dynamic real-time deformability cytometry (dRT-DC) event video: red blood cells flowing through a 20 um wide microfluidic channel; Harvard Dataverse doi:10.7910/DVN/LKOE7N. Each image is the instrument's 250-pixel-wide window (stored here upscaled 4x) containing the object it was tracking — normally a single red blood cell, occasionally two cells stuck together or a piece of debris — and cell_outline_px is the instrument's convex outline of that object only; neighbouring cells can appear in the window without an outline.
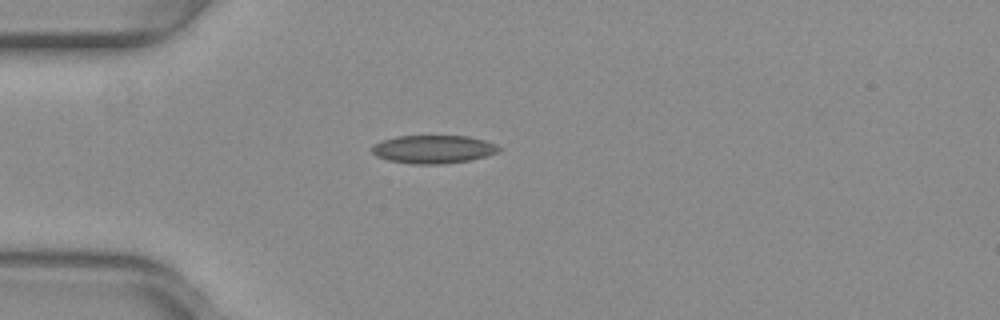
{"species": "common noctule bat (a hibernating species)", "species_latin": "Nyctalus noctula", "temperature_condition": "warm", "stored_images_in_passage": 39, "camera_frame_rate_fps": 3000, "um_per_image_px": 0.085, "animal": {"sex": "female", "body_mass_g": 29.2, "forearm_length_mm": 56.3}, "frame": {"image": 1, "passage_image": 2, "time_ms": 0.333, "image_size_px": [1000, 320], "cell_outline_px": [[500, 152], [468, 160], [440, 164], [412, 164], [388, 160], [376, 156], [372, 152], [372, 144], [380, 140], [396, 136], [468, 136], [484, 140], [496, 144], [500, 148]], "centroid_in_image_um": [36.79, 12.68], "position_along_channel_um": 48.2, "area_um2": 20.87}}
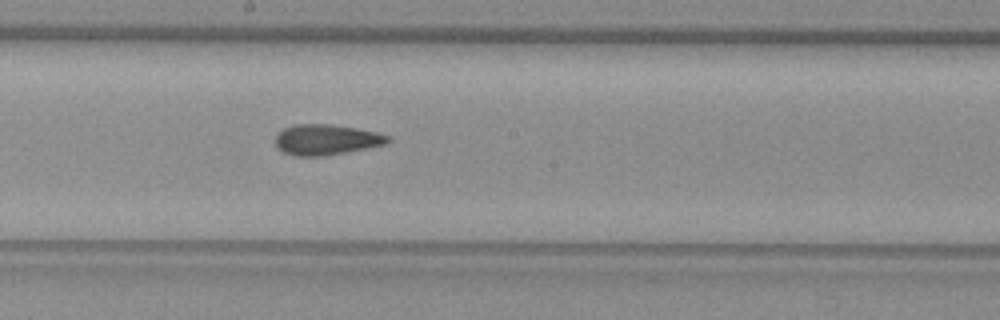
{"frame": {"image": 2, "passage_image": 16, "time_ms": 5.0, "image_size_px": [1000, 320], "cell_outline_px": [[392, 140], [384, 144], [324, 156], [296, 156], [284, 152], [276, 148], [272, 140], [276, 132], [284, 128], [296, 124], [332, 124], [356, 128], [376, 132], [392, 136]], "centroid_in_image_um": [27.66, 11.86], "position_along_channel_um": 220.5, "area_um2": 20.23}}
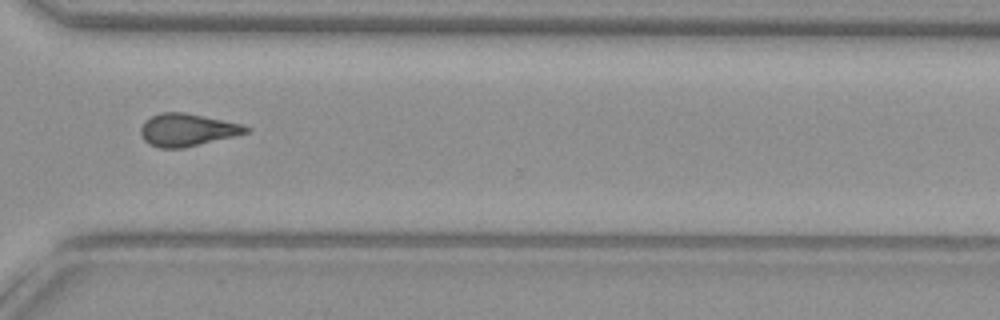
{"frame": {"image": 3, "passage_image": 26, "time_ms": 8.333, "image_size_px": [1000, 320], "cell_outline_px": [[252, 128], [248, 132], [184, 148], [160, 148], [148, 144], [140, 136], [140, 128], [144, 120], [160, 112], [184, 112], [244, 124]], "centroid_in_image_um": [15.88, 11.03], "position_along_channel_um": 354.7, "area_um2": 20.06}, "authors_computed_cell_mechanics": {"area_um2": 19.7676, "velocity_mm_per_s": 4.0261, "shape_relaxation_time_tau1_ms": null, "shape_relaxation_time_tau2_ms": 4.3497, "deformation_change_tau1": null, "deformation_change_tau2": 0.1057}}